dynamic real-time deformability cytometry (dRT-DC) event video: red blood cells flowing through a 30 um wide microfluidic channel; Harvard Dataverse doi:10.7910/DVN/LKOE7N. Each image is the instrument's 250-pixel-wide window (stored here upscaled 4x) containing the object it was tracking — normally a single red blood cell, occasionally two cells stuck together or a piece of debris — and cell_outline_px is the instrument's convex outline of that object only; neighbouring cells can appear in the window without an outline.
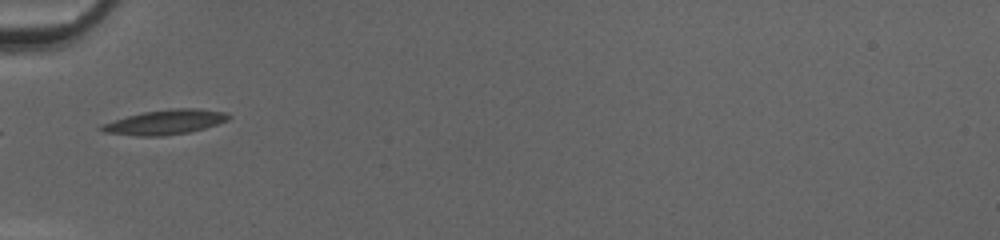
{"species": "common noctule bat (a hibernating species)", "species_latin": "Nyctalus noctula", "temperature_condition": "cold", "stored_images_in_passage": 34, "camera_frame_rate_fps": 3000, "um_per_image_px": 0.085, "animal": {"sex": "female", "body_mass_g": 20.0, "forearm_length_mm": 54.0}, "frame": {"image": 1, "passage_image": 1, "time_ms": 0.0, "image_size_px": [1000, 240], "cell_outline_px": [[232, 116], [228, 120], [204, 128], [188, 132], [160, 136], [136, 136], [104, 132], [96, 128], [100, 124], [128, 116], [144, 112], [172, 108], [196, 108], [228, 112]], "centroid_in_image_um": [14.03, 10.37], "position_along_channel_um": 71.0, "area_um2": 18.32}}
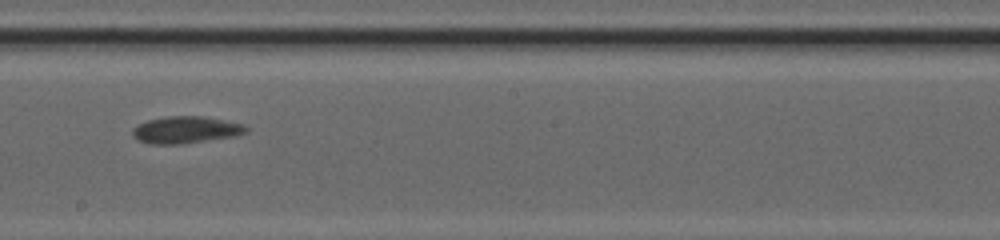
{"frame": {"image": 2, "passage_image": 13, "time_ms": 4.0, "image_size_px": [1000, 240], "cell_outline_px": [[248, 132], [236, 136], [184, 144], [148, 144], [132, 136], [132, 128], [148, 120], [168, 116], [204, 116], [244, 124], [248, 128]], "centroid_in_image_um": [15.82, 11.04], "position_along_channel_um": 232.4, "area_um2": 17.98}}
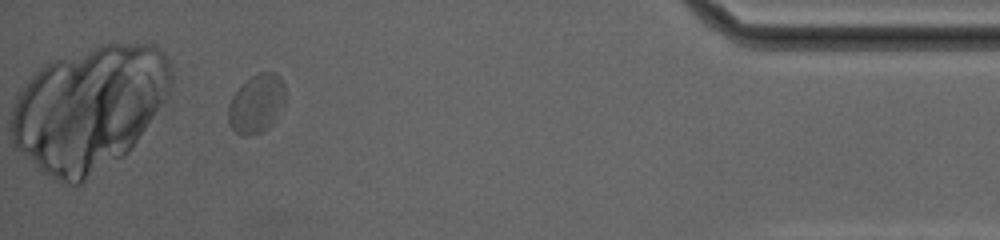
{"frame": {"image": 3, "passage_image": 30, "time_ms": 9.667, "image_size_px": [1000, 240], "cell_outline_px": [[284, 104], [276, 120], [268, 128], [260, 132], [248, 136], [240, 136], [228, 124], [228, 104], [232, 96], [240, 84], [252, 76], [260, 72], [276, 72], [280, 76], [284, 84]], "centroid_in_image_um": [21.79, 8.81], "position_along_channel_um": 413.4, "area_um2": 19.83}, "authors_computed_cell_mechanics": {"area_um2": 18.1203, "velocity_mm_per_s": 4.0695, "shape_relaxation_time_tau1_ms": 2.8432, "shape_relaxation_time_tau2_ms": 0.9417, "deformation_change_tau1": 0.1302, "deformation_change_tau2": 0.05}}